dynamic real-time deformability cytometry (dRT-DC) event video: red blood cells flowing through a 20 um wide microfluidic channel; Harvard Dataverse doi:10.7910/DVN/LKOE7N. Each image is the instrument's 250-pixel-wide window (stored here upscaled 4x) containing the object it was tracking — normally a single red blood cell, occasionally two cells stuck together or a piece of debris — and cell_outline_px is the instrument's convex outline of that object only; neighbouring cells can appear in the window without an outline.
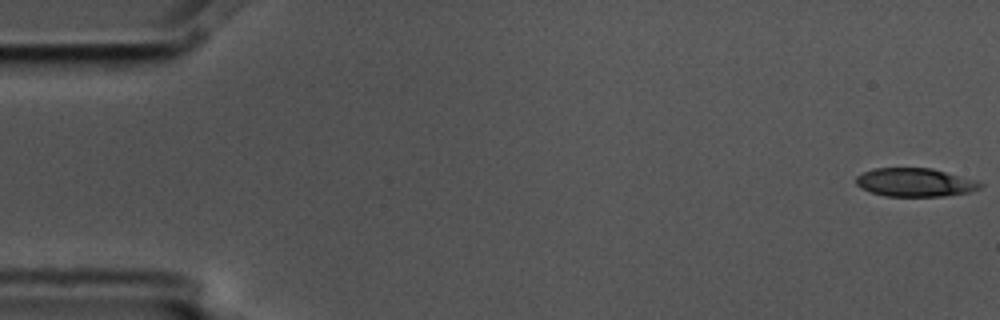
{"species": "common noctule bat (a hibernating species)", "species_latin": "Nyctalus noctula", "temperature_condition": "cold", "stored_images_in_passage": 5, "camera_frame_rate_fps": 3000, "um_per_image_px": 0.085, "animal": {"sex": "male", "body_mass_g": 17.5, "forearm_length_mm": 52.3}, "frame": {"image": 1, "passage_image": 1, "time_ms": 0.0, "image_size_px": [1000, 320], "cell_outline_px": [[984, 184], [980, 188], [968, 192], [944, 196], [884, 196], [860, 188], [856, 184], [856, 176], [864, 172], [876, 168], [932, 168], [976, 180]], "centroid_in_image_um": [77.77, 15.5], "position_along_channel_um": 7.2, "area_um2": 20.52}}
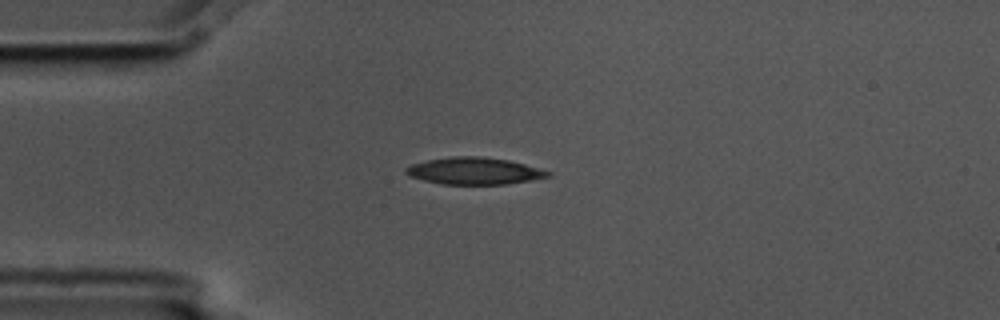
{"frame": {"image": 2, "passage_image": 5, "time_ms": 1.333, "image_size_px": [1000, 320], "cell_outline_px": [[552, 176], [532, 180], [508, 184], [440, 184], [408, 176], [404, 172], [404, 168], [412, 164], [428, 160], [452, 156], [476, 156], [508, 160], [524, 164], [552, 172]], "centroid_in_image_um": [40.3, 14.54], "position_along_channel_um": 44.7, "area_um2": 22.31}}